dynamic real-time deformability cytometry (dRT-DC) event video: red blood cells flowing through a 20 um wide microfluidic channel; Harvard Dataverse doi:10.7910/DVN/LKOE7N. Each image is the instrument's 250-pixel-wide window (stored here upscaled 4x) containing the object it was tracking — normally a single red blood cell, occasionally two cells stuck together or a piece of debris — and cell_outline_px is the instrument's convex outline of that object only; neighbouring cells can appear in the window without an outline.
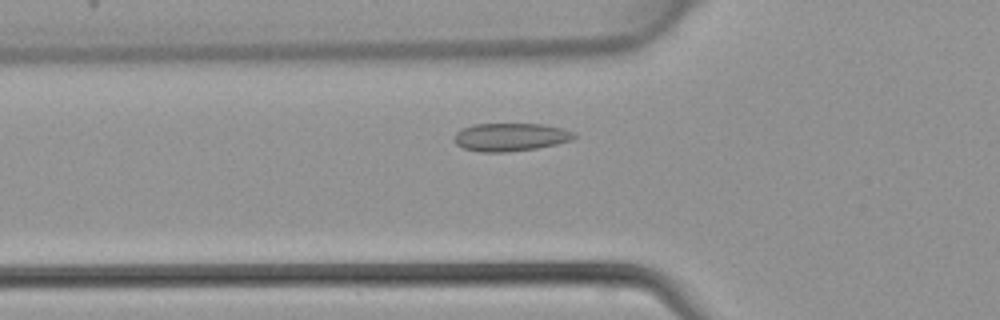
{"species": "common noctule bat (a hibernating species)", "species_latin": "Nyctalus noctula", "temperature_condition": "warm", "stored_images_in_passage": 40, "camera_frame_rate_fps": 3000, "um_per_image_px": 0.085, "animal": {"sex": "female", "body_mass_g": 22.7, "forearm_length_mm": 54.2}, "frame": {"image": 1, "passage_image": 10, "time_ms": 3.0, "image_size_px": [1000, 320], "cell_outline_px": [[576, 136], [572, 140], [556, 144], [536, 148], [508, 152], [480, 152], [464, 148], [456, 144], [452, 140], [452, 136], [456, 132], [472, 124], [540, 124], [564, 128], [576, 132]], "centroid_in_image_um": [43.38, 11.65], "position_along_channel_um": 82.4, "area_um2": 19.77}}
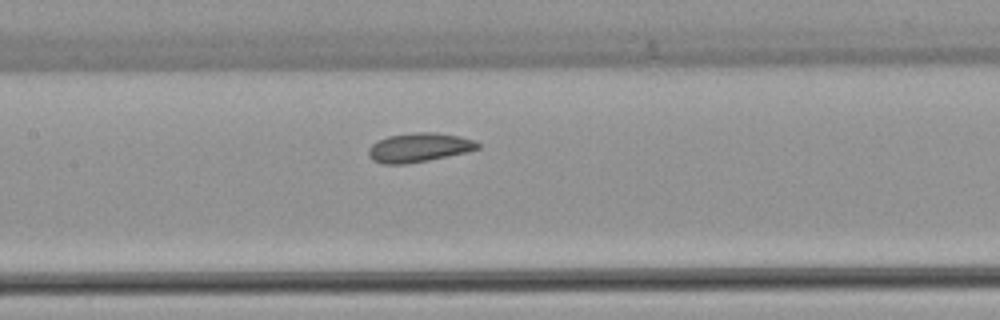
{"frame": {"image": 2, "passage_image": 16, "time_ms": 5.0, "image_size_px": [1000, 320], "cell_outline_px": [[480, 148], [464, 152], [428, 160], [404, 164], [380, 164], [372, 160], [368, 156], [368, 148], [372, 144], [388, 136], [412, 132], [436, 132], [460, 136], [472, 140], [480, 144]], "centroid_in_image_um": [35.57, 12.53], "position_along_channel_um": 171.8, "area_um2": 18.44}}
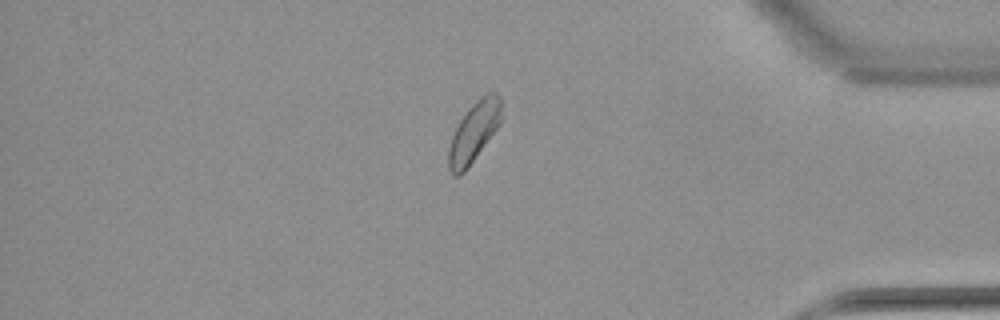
{"frame": {"image": 3, "passage_image": 33, "time_ms": 10.667, "image_size_px": [1000, 320], "cell_outline_px": [[500, 124], [464, 172], [460, 176], [452, 176], [448, 168], [448, 148], [452, 136], [460, 120], [468, 108], [480, 96], [488, 92], [496, 92], [500, 96]], "centroid_in_image_um": [40.25, 11.23], "position_along_channel_um": 394.9, "area_um2": 18.26}}